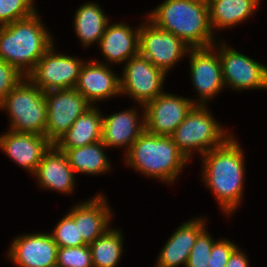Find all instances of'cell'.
<instances>
[{
  "mask_svg": "<svg viewBox=\"0 0 267 267\" xmlns=\"http://www.w3.org/2000/svg\"><path fill=\"white\" fill-rule=\"evenodd\" d=\"M204 107L200 103L196 104L171 135L177 148L188 160L192 148H198L203 155L222 145L230 137L229 134H224L221 126Z\"/></svg>",
  "mask_w": 267,
  "mask_h": 267,
  "instance_id": "obj_6",
  "label": "cell"
},
{
  "mask_svg": "<svg viewBox=\"0 0 267 267\" xmlns=\"http://www.w3.org/2000/svg\"><path fill=\"white\" fill-rule=\"evenodd\" d=\"M204 223L198 218L179 226L160 252L157 267L186 266L196 239L204 230Z\"/></svg>",
  "mask_w": 267,
  "mask_h": 267,
  "instance_id": "obj_19",
  "label": "cell"
},
{
  "mask_svg": "<svg viewBox=\"0 0 267 267\" xmlns=\"http://www.w3.org/2000/svg\"><path fill=\"white\" fill-rule=\"evenodd\" d=\"M56 267H93L89 245L58 247Z\"/></svg>",
  "mask_w": 267,
  "mask_h": 267,
  "instance_id": "obj_29",
  "label": "cell"
},
{
  "mask_svg": "<svg viewBox=\"0 0 267 267\" xmlns=\"http://www.w3.org/2000/svg\"><path fill=\"white\" fill-rule=\"evenodd\" d=\"M47 125L45 136L54 145L88 108L90 103L75 88L45 92Z\"/></svg>",
  "mask_w": 267,
  "mask_h": 267,
  "instance_id": "obj_7",
  "label": "cell"
},
{
  "mask_svg": "<svg viewBox=\"0 0 267 267\" xmlns=\"http://www.w3.org/2000/svg\"><path fill=\"white\" fill-rule=\"evenodd\" d=\"M33 0H0V26L32 16Z\"/></svg>",
  "mask_w": 267,
  "mask_h": 267,
  "instance_id": "obj_28",
  "label": "cell"
},
{
  "mask_svg": "<svg viewBox=\"0 0 267 267\" xmlns=\"http://www.w3.org/2000/svg\"><path fill=\"white\" fill-rule=\"evenodd\" d=\"M25 78L15 67L0 59V103Z\"/></svg>",
  "mask_w": 267,
  "mask_h": 267,
  "instance_id": "obj_31",
  "label": "cell"
},
{
  "mask_svg": "<svg viewBox=\"0 0 267 267\" xmlns=\"http://www.w3.org/2000/svg\"><path fill=\"white\" fill-rule=\"evenodd\" d=\"M104 197L96 196L93 200L77 205L68 215L78 224L79 236L86 244L93 243L107 229L110 210Z\"/></svg>",
  "mask_w": 267,
  "mask_h": 267,
  "instance_id": "obj_18",
  "label": "cell"
},
{
  "mask_svg": "<svg viewBox=\"0 0 267 267\" xmlns=\"http://www.w3.org/2000/svg\"><path fill=\"white\" fill-rule=\"evenodd\" d=\"M58 246L50 234L18 236L10 248V258L21 267H56Z\"/></svg>",
  "mask_w": 267,
  "mask_h": 267,
  "instance_id": "obj_13",
  "label": "cell"
},
{
  "mask_svg": "<svg viewBox=\"0 0 267 267\" xmlns=\"http://www.w3.org/2000/svg\"><path fill=\"white\" fill-rule=\"evenodd\" d=\"M75 89L92 103L121 93L120 78L104 64L92 61L82 65Z\"/></svg>",
  "mask_w": 267,
  "mask_h": 267,
  "instance_id": "obj_16",
  "label": "cell"
},
{
  "mask_svg": "<svg viewBox=\"0 0 267 267\" xmlns=\"http://www.w3.org/2000/svg\"><path fill=\"white\" fill-rule=\"evenodd\" d=\"M53 45L25 77L43 92L75 88L84 64L70 56L54 54Z\"/></svg>",
  "mask_w": 267,
  "mask_h": 267,
  "instance_id": "obj_8",
  "label": "cell"
},
{
  "mask_svg": "<svg viewBox=\"0 0 267 267\" xmlns=\"http://www.w3.org/2000/svg\"><path fill=\"white\" fill-rule=\"evenodd\" d=\"M53 144L45 135L9 131L0 136V147L9 157L32 173Z\"/></svg>",
  "mask_w": 267,
  "mask_h": 267,
  "instance_id": "obj_14",
  "label": "cell"
},
{
  "mask_svg": "<svg viewBox=\"0 0 267 267\" xmlns=\"http://www.w3.org/2000/svg\"><path fill=\"white\" fill-rule=\"evenodd\" d=\"M149 22L151 25L140 27L139 54L166 73L190 48L173 33Z\"/></svg>",
  "mask_w": 267,
  "mask_h": 267,
  "instance_id": "obj_9",
  "label": "cell"
},
{
  "mask_svg": "<svg viewBox=\"0 0 267 267\" xmlns=\"http://www.w3.org/2000/svg\"><path fill=\"white\" fill-rule=\"evenodd\" d=\"M211 27L236 25L255 12L259 0H208Z\"/></svg>",
  "mask_w": 267,
  "mask_h": 267,
  "instance_id": "obj_23",
  "label": "cell"
},
{
  "mask_svg": "<svg viewBox=\"0 0 267 267\" xmlns=\"http://www.w3.org/2000/svg\"><path fill=\"white\" fill-rule=\"evenodd\" d=\"M248 259L237 247L230 255L226 267H248Z\"/></svg>",
  "mask_w": 267,
  "mask_h": 267,
  "instance_id": "obj_33",
  "label": "cell"
},
{
  "mask_svg": "<svg viewBox=\"0 0 267 267\" xmlns=\"http://www.w3.org/2000/svg\"><path fill=\"white\" fill-rule=\"evenodd\" d=\"M126 161L145 175L173 182L188 161L171 136L144 131L127 152Z\"/></svg>",
  "mask_w": 267,
  "mask_h": 267,
  "instance_id": "obj_4",
  "label": "cell"
},
{
  "mask_svg": "<svg viewBox=\"0 0 267 267\" xmlns=\"http://www.w3.org/2000/svg\"><path fill=\"white\" fill-rule=\"evenodd\" d=\"M236 248V245L226 239L215 242L210 253L208 267H226L230 255Z\"/></svg>",
  "mask_w": 267,
  "mask_h": 267,
  "instance_id": "obj_32",
  "label": "cell"
},
{
  "mask_svg": "<svg viewBox=\"0 0 267 267\" xmlns=\"http://www.w3.org/2000/svg\"><path fill=\"white\" fill-rule=\"evenodd\" d=\"M52 233L50 235L58 247L87 245L82 236H79L78 224L68 214L61 219Z\"/></svg>",
  "mask_w": 267,
  "mask_h": 267,
  "instance_id": "obj_27",
  "label": "cell"
},
{
  "mask_svg": "<svg viewBox=\"0 0 267 267\" xmlns=\"http://www.w3.org/2000/svg\"><path fill=\"white\" fill-rule=\"evenodd\" d=\"M0 107L7 108L11 116L10 131L45 135V92L32 82L27 83L22 79L2 100Z\"/></svg>",
  "mask_w": 267,
  "mask_h": 267,
  "instance_id": "obj_5",
  "label": "cell"
},
{
  "mask_svg": "<svg viewBox=\"0 0 267 267\" xmlns=\"http://www.w3.org/2000/svg\"><path fill=\"white\" fill-rule=\"evenodd\" d=\"M203 155L204 180L215 193L224 212L232 213L242 197L243 152L230 136L222 145Z\"/></svg>",
  "mask_w": 267,
  "mask_h": 267,
  "instance_id": "obj_2",
  "label": "cell"
},
{
  "mask_svg": "<svg viewBox=\"0 0 267 267\" xmlns=\"http://www.w3.org/2000/svg\"><path fill=\"white\" fill-rule=\"evenodd\" d=\"M136 115L135 110H127L103 118L101 141L107 147L127 145L129 151L132 144L145 131L144 119L138 125Z\"/></svg>",
  "mask_w": 267,
  "mask_h": 267,
  "instance_id": "obj_21",
  "label": "cell"
},
{
  "mask_svg": "<svg viewBox=\"0 0 267 267\" xmlns=\"http://www.w3.org/2000/svg\"><path fill=\"white\" fill-rule=\"evenodd\" d=\"M89 247L93 267H115L123 250L121 233L107 229Z\"/></svg>",
  "mask_w": 267,
  "mask_h": 267,
  "instance_id": "obj_26",
  "label": "cell"
},
{
  "mask_svg": "<svg viewBox=\"0 0 267 267\" xmlns=\"http://www.w3.org/2000/svg\"><path fill=\"white\" fill-rule=\"evenodd\" d=\"M212 47L190 48V71L195 88L200 93L201 104L223 88L222 66L218 56L211 53Z\"/></svg>",
  "mask_w": 267,
  "mask_h": 267,
  "instance_id": "obj_15",
  "label": "cell"
},
{
  "mask_svg": "<svg viewBox=\"0 0 267 267\" xmlns=\"http://www.w3.org/2000/svg\"><path fill=\"white\" fill-rule=\"evenodd\" d=\"M103 117L96 108H88L54 144L58 149H74L102 139Z\"/></svg>",
  "mask_w": 267,
  "mask_h": 267,
  "instance_id": "obj_22",
  "label": "cell"
},
{
  "mask_svg": "<svg viewBox=\"0 0 267 267\" xmlns=\"http://www.w3.org/2000/svg\"><path fill=\"white\" fill-rule=\"evenodd\" d=\"M214 243V240L204 229L196 239L186 267H208L209 257Z\"/></svg>",
  "mask_w": 267,
  "mask_h": 267,
  "instance_id": "obj_30",
  "label": "cell"
},
{
  "mask_svg": "<svg viewBox=\"0 0 267 267\" xmlns=\"http://www.w3.org/2000/svg\"><path fill=\"white\" fill-rule=\"evenodd\" d=\"M44 28L36 12L28 18L0 26V59L26 77L54 44Z\"/></svg>",
  "mask_w": 267,
  "mask_h": 267,
  "instance_id": "obj_3",
  "label": "cell"
},
{
  "mask_svg": "<svg viewBox=\"0 0 267 267\" xmlns=\"http://www.w3.org/2000/svg\"><path fill=\"white\" fill-rule=\"evenodd\" d=\"M34 174L46 189L66 193L74 189V170L66 155L55 145L44 154Z\"/></svg>",
  "mask_w": 267,
  "mask_h": 267,
  "instance_id": "obj_17",
  "label": "cell"
},
{
  "mask_svg": "<svg viewBox=\"0 0 267 267\" xmlns=\"http://www.w3.org/2000/svg\"><path fill=\"white\" fill-rule=\"evenodd\" d=\"M133 32L125 24L107 25L99 40L103 56L113 62H123L139 55L140 28Z\"/></svg>",
  "mask_w": 267,
  "mask_h": 267,
  "instance_id": "obj_20",
  "label": "cell"
},
{
  "mask_svg": "<svg viewBox=\"0 0 267 267\" xmlns=\"http://www.w3.org/2000/svg\"><path fill=\"white\" fill-rule=\"evenodd\" d=\"M123 74L120 92H128L143 106L163 93L161 87L166 73L140 54L127 62Z\"/></svg>",
  "mask_w": 267,
  "mask_h": 267,
  "instance_id": "obj_11",
  "label": "cell"
},
{
  "mask_svg": "<svg viewBox=\"0 0 267 267\" xmlns=\"http://www.w3.org/2000/svg\"><path fill=\"white\" fill-rule=\"evenodd\" d=\"M107 147L102 141L74 149H59L68 160L74 172L98 174L107 171L110 166L103 151Z\"/></svg>",
  "mask_w": 267,
  "mask_h": 267,
  "instance_id": "obj_24",
  "label": "cell"
},
{
  "mask_svg": "<svg viewBox=\"0 0 267 267\" xmlns=\"http://www.w3.org/2000/svg\"><path fill=\"white\" fill-rule=\"evenodd\" d=\"M219 58L224 85L234 89L267 88V67L239 53L222 46Z\"/></svg>",
  "mask_w": 267,
  "mask_h": 267,
  "instance_id": "obj_12",
  "label": "cell"
},
{
  "mask_svg": "<svg viewBox=\"0 0 267 267\" xmlns=\"http://www.w3.org/2000/svg\"><path fill=\"white\" fill-rule=\"evenodd\" d=\"M108 19L95 3L82 5L75 15V31L85 46L99 41L106 31Z\"/></svg>",
  "mask_w": 267,
  "mask_h": 267,
  "instance_id": "obj_25",
  "label": "cell"
},
{
  "mask_svg": "<svg viewBox=\"0 0 267 267\" xmlns=\"http://www.w3.org/2000/svg\"><path fill=\"white\" fill-rule=\"evenodd\" d=\"M196 105L192 100L162 93L148 102L144 112L145 131L160 136H171Z\"/></svg>",
  "mask_w": 267,
  "mask_h": 267,
  "instance_id": "obj_10",
  "label": "cell"
},
{
  "mask_svg": "<svg viewBox=\"0 0 267 267\" xmlns=\"http://www.w3.org/2000/svg\"><path fill=\"white\" fill-rule=\"evenodd\" d=\"M149 20L179 37L189 48L213 45V31L205 0H165L149 15Z\"/></svg>",
  "mask_w": 267,
  "mask_h": 267,
  "instance_id": "obj_1",
  "label": "cell"
}]
</instances>
